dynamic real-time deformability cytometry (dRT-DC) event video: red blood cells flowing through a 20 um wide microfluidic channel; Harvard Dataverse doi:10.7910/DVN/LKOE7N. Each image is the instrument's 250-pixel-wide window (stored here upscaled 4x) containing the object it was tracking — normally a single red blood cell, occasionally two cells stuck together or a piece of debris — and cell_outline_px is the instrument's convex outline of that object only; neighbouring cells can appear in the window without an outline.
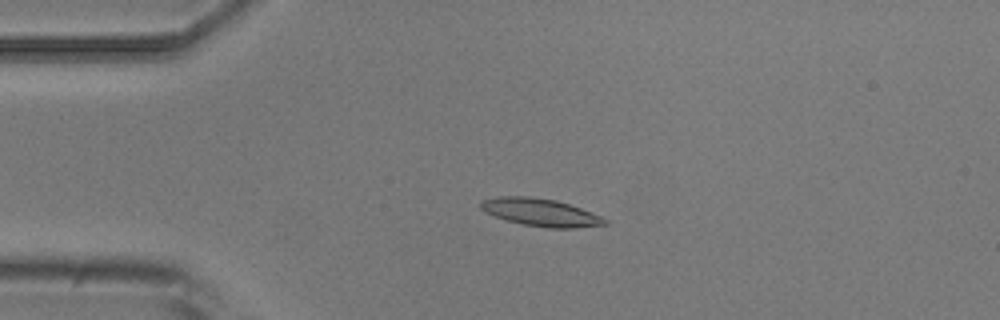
{"species": "common noctule bat (a hibernating species)", "species_latin": "Nyctalus noctula", "temperature_condition": "room temperature", "stored_images_in_passage": 6, "camera_frame_rate_fps": 3000, "um_per_image_px": 0.085, "animal": {"sex": "male", "body_mass_g": 20.5, "forearm_length_mm": 52.5}, "frame": {"image": 1, "passage_image": 4, "time_ms": 3.333, "image_size_px": [1000, 320], "cell_outline_px": [[608, 224], [576, 228], [548, 228], [524, 224], [508, 220], [484, 212], [480, 208], [480, 204], [484, 200], [496, 196], [528, 196], [556, 200], [580, 208], [600, 216], [608, 220]], "centroid_in_image_um": [45.95, 18.05], "position_along_channel_um": 39.0, "area_um2": 19.77}}
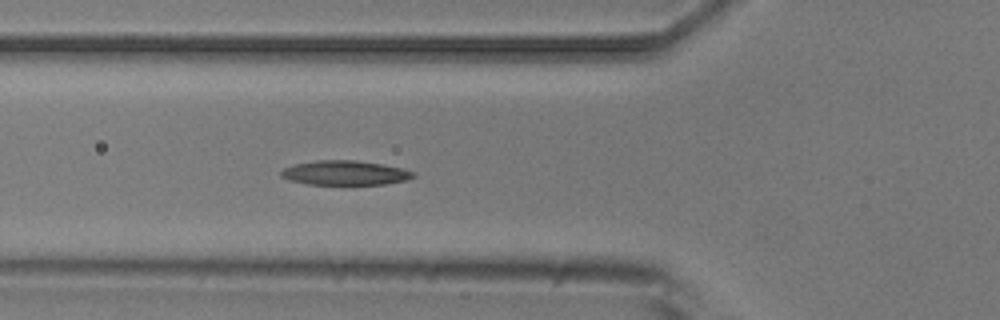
{"frame": {"image": 2, "passage_image": 6, "time_ms": 5.667, "image_size_px": [1000, 320], "cell_outline_px": [[416, 176], [404, 180], [384, 184], [308, 184], [288, 180], [280, 176], [280, 172], [284, 168], [296, 164], [316, 160], [356, 160], [380, 164], [400, 168], [416, 172]], "centroid_in_image_um": [29.3, 14.69], "position_along_channel_um": 96.5, "area_um2": 18.67}}